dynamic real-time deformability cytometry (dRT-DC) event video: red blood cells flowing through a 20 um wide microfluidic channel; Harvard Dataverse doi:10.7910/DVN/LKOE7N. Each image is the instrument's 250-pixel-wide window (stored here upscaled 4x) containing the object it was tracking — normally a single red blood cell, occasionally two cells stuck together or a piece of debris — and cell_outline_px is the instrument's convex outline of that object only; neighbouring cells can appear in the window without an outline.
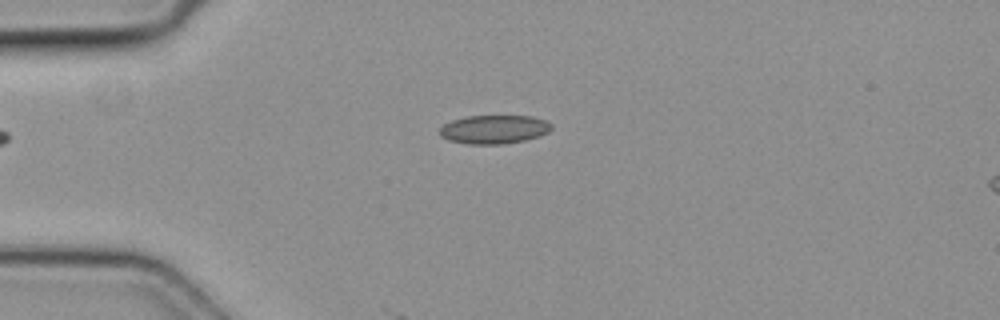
{"species": "common noctule bat (a hibernating species)", "species_latin": "Nyctalus noctula", "temperature_condition": "cold", "stored_images_in_passage": 4, "camera_frame_rate_fps": 3000, "um_per_image_px": 0.085, "animal": {"sex": "female", "body_mass_g": 19.3, "forearm_length_mm": 54.1}, "frame": {"image": 1, "passage_image": 2, "time_ms": 0.333, "image_size_px": [1000, 320], "cell_outline_px": [[552, 128], [548, 132], [540, 136], [524, 140], [504, 144], [464, 144], [448, 140], [440, 136], [440, 128], [444, 124], [452, 120], [468, 116], [532, 116], [544, 120], [552, 124]], "centroid_in_image_um": [41.99, 11.0], "position_along_channel_um": 43.0, "area_um2": 18.73}}
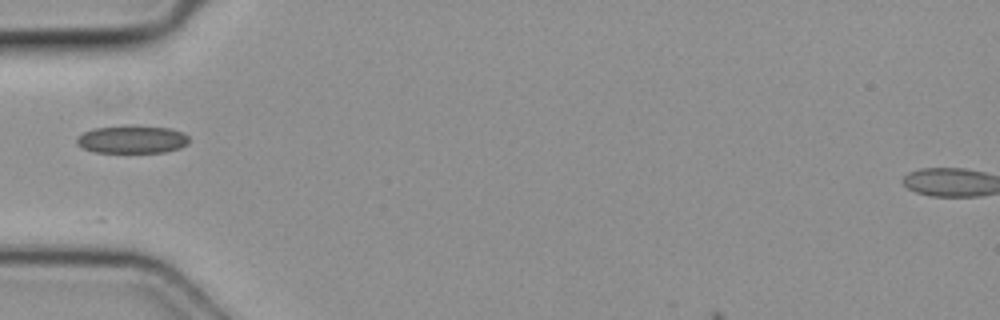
{"frame": {"image": 2, "passage_image": 3, "time_ms": 0.667, "image_size_px": [1000, 320], "cell_outline_px": [[188, 144], [180, 148], [164, 152], [96, 152], [84, 148], [76, 144], [76, 140], [84, 132], [92, 128], [124, 124], [132, 124], [168, 128], [184, 132], [188, 136]], "centroid_in_image_um": [11.24, 11.82], "position_along_channel_um": 73.8, "area_um2": 18.55}}
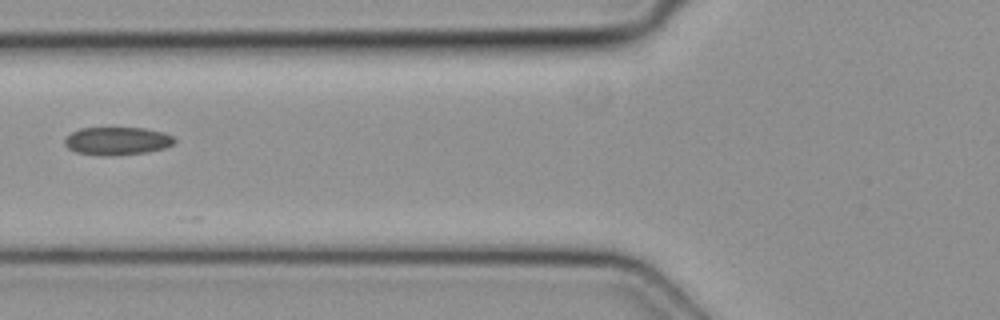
{"frame": {"image": 3, "passage_image": 4, "time_ms": 1.0, "image_size_px": [1000, 320], "cell_outline_px": [[176, 140], [172, 144], [164, 148], [148, 152], [112, 156], [104, 156], [76, 152], [68, 148], [64, 144], [64, 140], [72, 132], [80, 128], [144, 128], [164, 132], [172, 136]], "centroid_in_image_um": [9.96, 11.99], "position_along_channel_um": 115.8, "area_um2": 17.92}}